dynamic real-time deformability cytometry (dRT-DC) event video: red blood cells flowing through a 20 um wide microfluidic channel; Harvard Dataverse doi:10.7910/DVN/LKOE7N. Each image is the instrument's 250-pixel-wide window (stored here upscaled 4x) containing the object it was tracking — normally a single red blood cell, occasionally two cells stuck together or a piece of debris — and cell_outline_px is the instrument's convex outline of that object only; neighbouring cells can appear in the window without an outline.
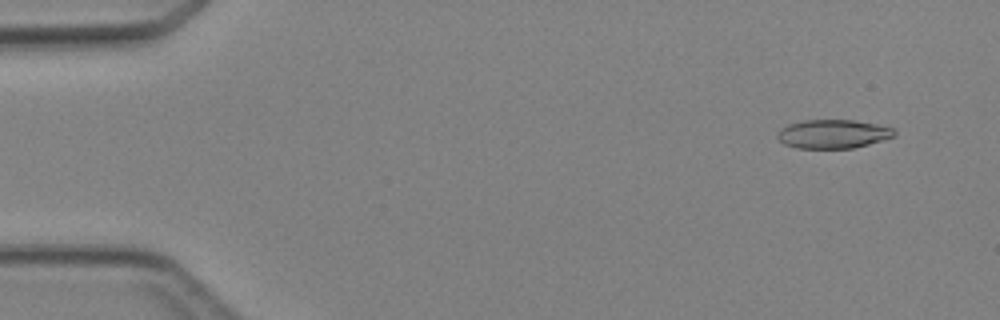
{"species": "Egyptian fruit bat (a non-hibernating species)", "species_latin": "Rousettus aegyptiacus", "temperature_condition": "cold", "stored_images_in_passage": 4, "camera_frame_rate_fps": 3000, "um_per_image_px": 0.085, "animal": {"sex": "female"}, "frame": {"image": 1, "passage_image": 1, "time_ms": 0.0, "image_size_px": [1000, 320], "cell_outline_px": [[896, 136], [868, 144], [852, 148], [796, 148], [784, 144], [776, 136], [788, 124], [804, 120], [856, 120], [876, 124], [892, 128], [896, 132]], "centroid_in_image_um": [70.83, 11.38], "position_along_channel_um": 14.2, "area_um2": 19.42}}
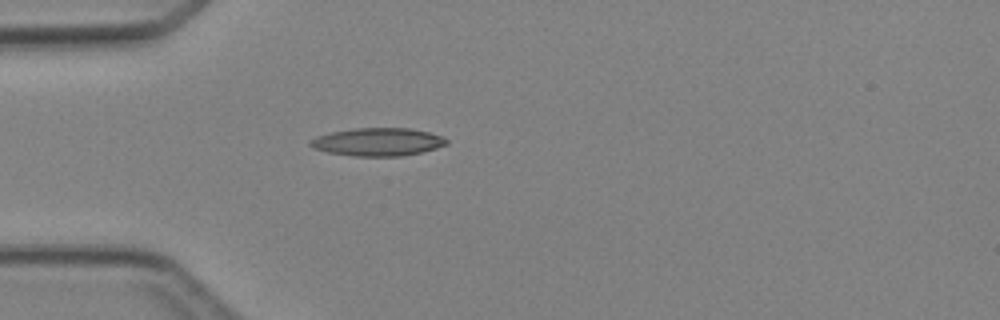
{"frame": {"image": 2, "passage_image": 4, "time_ms": 3.333, "image_size_px": [1000, 320], "cell_outline_px": [[448, 144], [436, 148], [420, 152], [400, 156], [356, 156], [328, 152], [312, 148], [308, 144], [308, 140], [316, 136], [332, 132], [356, 128], [408, 128], [428, 132], [444, 136], [448, 140]], "centroid_in_image_um": [32.1, 12.06], "position_along_channel_um": 52.9, "area_um2": 22.2}}